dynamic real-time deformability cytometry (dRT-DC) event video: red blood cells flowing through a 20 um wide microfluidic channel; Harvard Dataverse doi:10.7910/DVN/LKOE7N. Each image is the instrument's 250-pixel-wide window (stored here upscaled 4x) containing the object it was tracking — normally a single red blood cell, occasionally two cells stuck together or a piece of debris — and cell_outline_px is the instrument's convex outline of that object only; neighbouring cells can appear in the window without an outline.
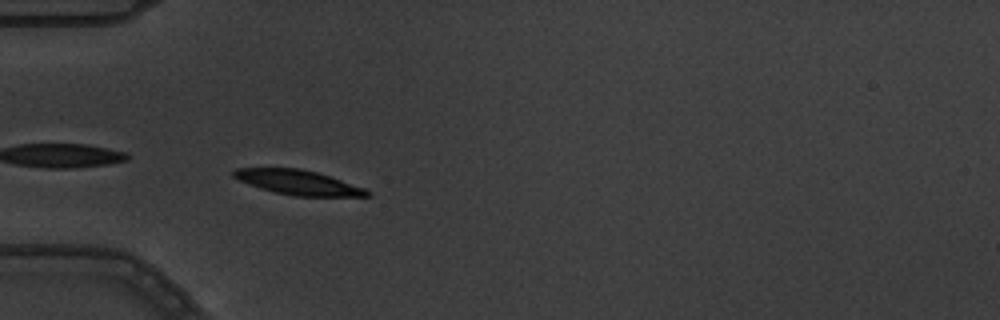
{"species": "common noctule bat (a hibernating species)", "species_latin": "Nyctalus noctula", "temperature_condition": "warm", "stored_images_in_passage": 5, "camera_frame_rate_fps": 3000, "um_per_image_px": 0.085, "animal": {"sex": "male", "body_mass_g": 19.5, "forearm_length_mm": 54.6}, "frame": {"image": 1, "passage_image": 4, "time_ms": 1.0, "image_size_px": [1000, 320], "cell_outline_px": [[372, 196], [296, 196], [276, 192], [260, 188], [248, 184], [232, 176], [232, 172], [236, 168], [300, 168], [316, 172], [364, 188], [372, 192]], "centroid_in_image_um": [25.33, 15.5], "position_along_channel_um": 59.7, "area_um2": 18.9}}